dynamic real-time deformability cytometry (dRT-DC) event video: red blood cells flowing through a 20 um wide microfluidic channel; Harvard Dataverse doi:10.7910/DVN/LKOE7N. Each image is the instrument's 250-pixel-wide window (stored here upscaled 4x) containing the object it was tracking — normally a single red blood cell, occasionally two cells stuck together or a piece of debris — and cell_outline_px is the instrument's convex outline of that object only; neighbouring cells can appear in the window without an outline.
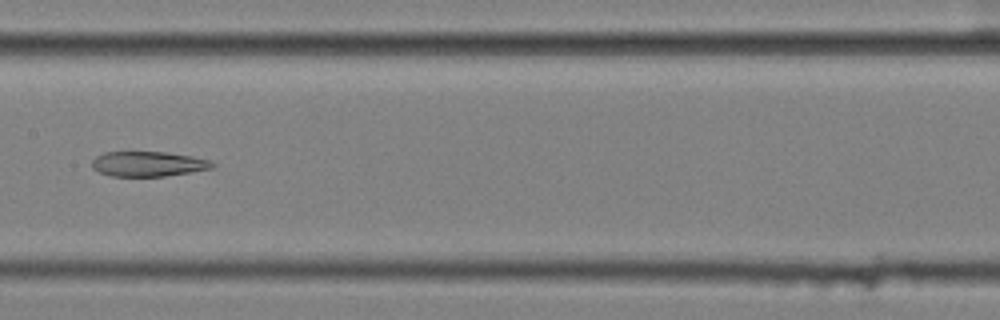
{"species": "common noctule bat (a hibernating species)", "species_latin": "Nyctalus noctula", "temperature_condition": "cold", "stored_images_in_passage": 9, "segment_of_instrument_passage": [2, 2], "camera_frame_rate_fps": 3000, "um_per_image_px": 0.085, "animal": {"sex": "female", "body_mass_g": 25.1}, "frame": {"image": 1, "passage_image": 7, "time_ms": 2.0, "image_size_px": [1000, 320], "cell_outline_px": [[216, 164], [212, 168], [192, 172], [164, 176], [112, 176], [100, 172], [92, 168], [92, 160], [96, 156], [104, 152], [164, 152], [192, 156], [212, 160]], "centroid_in_image_um": [12.62, 13.93], "position_along_channel_um": 194.8, "area_um2": 17.57}}
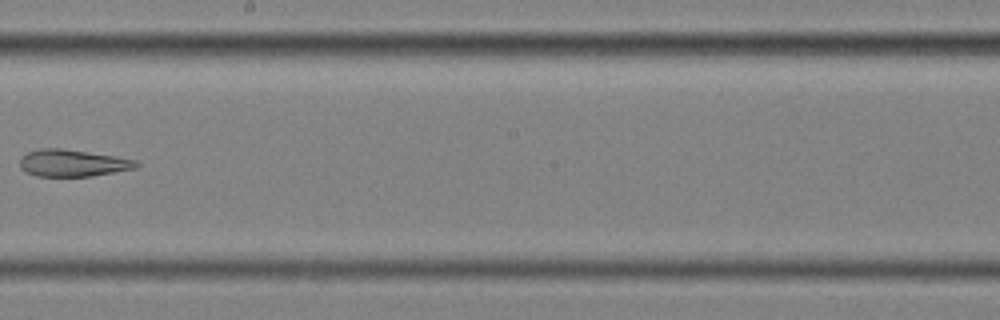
{"frame": {"image": 2, "passage_image": 8, "time_ms": 2.333, "image_size_px": [1000, 320], "cell_outline_px": [[140, 164], [136, 168], [92, 176], [36, 176], [24, 172], [20, 168], [20, 160], [28, 152], [40, 148], [60, 148], [112, 156], [136, 160]], "centroid_in_image_um": [6.15, 13.87], "position_along_channel_um": 242.1, "area_um2": 18.09}}
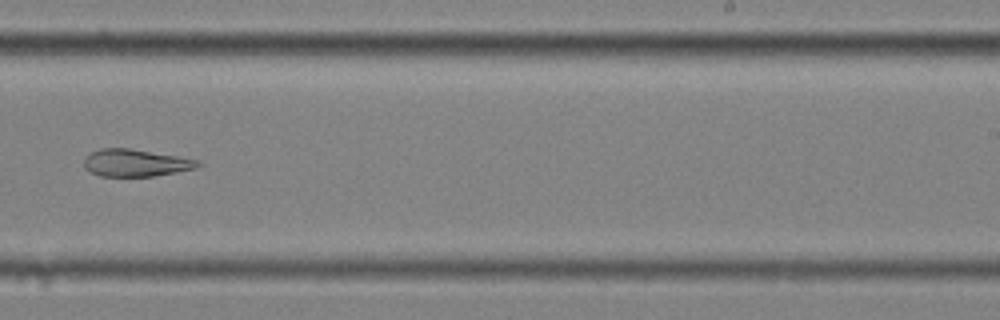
{"frame": {"image": 3, "passage_image": 9, "time_ms": 2.667, "image_size_px": [1000, 320], "cell_outline_px": [[204, 164], [196, 168], [176, 172], [152, 176], [100, 176], [84, 168], [84, 156], [100, 148], [128, 148], [200, 160]], "centroid_in_image_um": [11.53, 13.84], "position_along_channel_um": 277.5, "area_um2": 18.03}}